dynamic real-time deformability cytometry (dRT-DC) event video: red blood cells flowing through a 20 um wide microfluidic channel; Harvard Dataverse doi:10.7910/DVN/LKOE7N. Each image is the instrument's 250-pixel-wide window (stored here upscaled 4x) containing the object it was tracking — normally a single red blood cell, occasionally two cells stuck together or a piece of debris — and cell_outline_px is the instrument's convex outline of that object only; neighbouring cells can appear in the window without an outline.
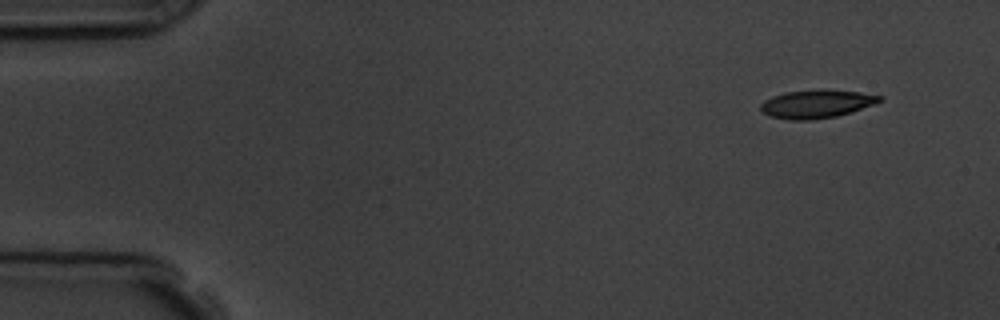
{"species": "common noctule bat (a hibernating species)", "species_latin": "Nyctalus noctula", "temperature_condition": "room temperature", "stored_images_in_passage": 4, "camera_frame_rate_fps": 3000, "um_per_image_px": 0.085, "animal": {"sex": "male", "body_mass_g": 19.5, "forearm_length_mm": 54.6}, "frame": {"image": 1, "passage_image": 1, "time_ms": 0.0, "image_size_px": [1000, 320], "cell_outline_px": [[884, 100], [876, 104], [836, 116], [812, 120], [788, 120], [772, 116], [764, 112], [760, 108], [760, 104], [764, 100], [772, 96], [784, 92], [860, 92], [884, 96]], "centroid_in_image_um": [69.42, 8.87], "position_along_channel_um": 15.6, "area_um2": 18.79}}
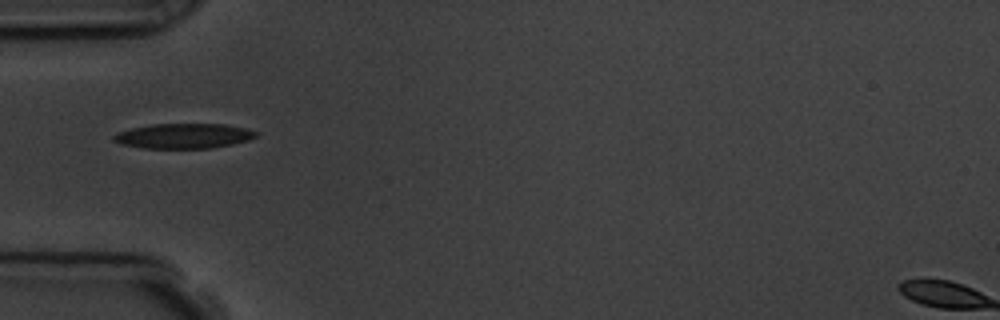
{"frame": {"image": 2, "passage_image": 4, "time_ms": 4.333, "image_size_px": [1000, 320], "cell_outline_px": [[260, 132], [256, 136], [248, 140], [232, 144], [212, 148], [140, 148], [120, 144], [112, 140], [112, 136], [116, 132], [132, 128], [152, 124], [224, 124], [248, 128]], "centroid_in_image_um": [15.6, 11.55], "position_along_channel_um": 69.4, "area_um2": 20.92}}